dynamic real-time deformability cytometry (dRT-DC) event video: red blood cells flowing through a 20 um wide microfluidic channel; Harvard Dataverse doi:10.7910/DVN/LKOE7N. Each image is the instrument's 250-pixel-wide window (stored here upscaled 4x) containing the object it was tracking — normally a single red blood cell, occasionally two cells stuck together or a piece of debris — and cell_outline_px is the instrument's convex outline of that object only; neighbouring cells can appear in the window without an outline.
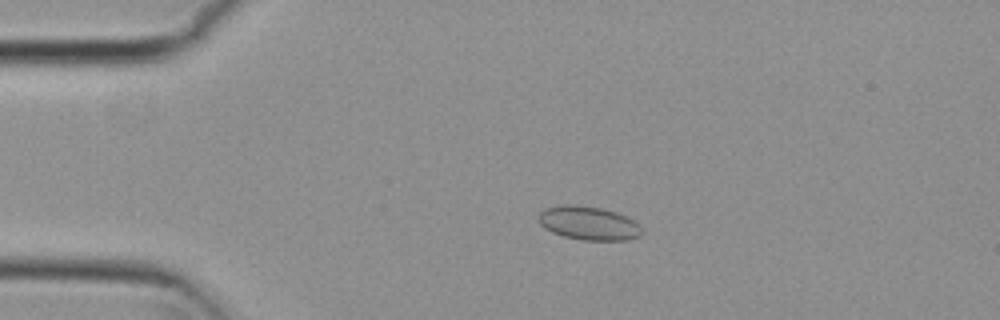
{"species": "common noctule bat (a hibernating species)", "species_latin": "Nyctalus noctula", "temperature_condition": "cold", "stored_images_in_passage": 4, "camera_frame_rate_fps": 3000, "um_per_image_px": 0.085, "animal": {"sex": "female", "body_mass_g": 29.2, "forearm_length_mm": 56.3}, "frame": {"image": 1, "passage_image": 3, "time_ms": 0.667, "image_size_px": [1000, 320], "cell_outline_px": [[640, 236], [628, 240], [584, 240], [564, 236], [552, 232], [544, 228], [540, 224], [536, 216], [544, 208], [560, 204], [572, 204], [600, 208], [616, 212], [632, 220], [640, 228]], "centroid_in_image_um": [49.95, 18.96], "position_along_channel_um": 35.1, "area_um2": 20.17}}